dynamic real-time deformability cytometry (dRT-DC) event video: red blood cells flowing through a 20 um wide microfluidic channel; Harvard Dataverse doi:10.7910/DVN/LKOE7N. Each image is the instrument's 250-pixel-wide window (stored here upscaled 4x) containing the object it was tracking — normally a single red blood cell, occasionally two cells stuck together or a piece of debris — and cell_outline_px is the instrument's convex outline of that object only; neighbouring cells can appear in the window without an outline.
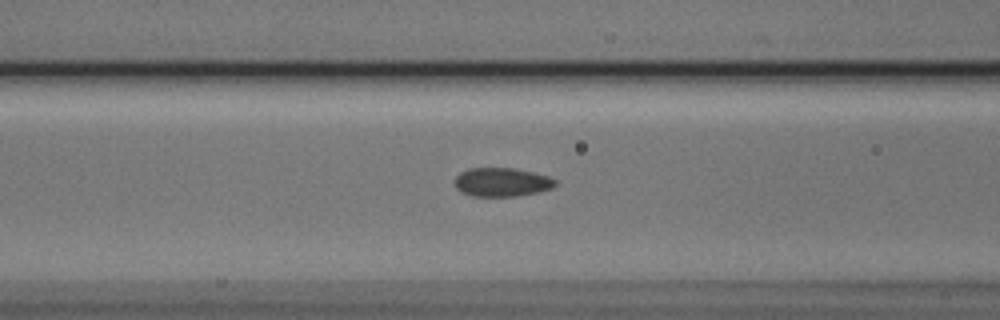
{"species": "Egyptian fruit bat (a non-hibernating species)", "species_latin": "Rousettus aegyptiacus", "temperature_condition": "cold", "stored_images_in_passage": 38, "camera_frame_rate_fps": 3000, "um_per_image_px": 0.085, "animal": {"sex": "male"}, "frame": {"image": 1, "passage_image": 13, "time_ms": 4.0, "image_size_px": [1000, 320], "cell_outline_px": [[556, 184], [552, 188], [536, 192], [516, 196], [472, 196], [460, 192], [456, 188], [452, 180], [460, 172], [468, 168], [516, 168], [548, 176], [556, 180]], "centroid_in_image_um": [42.59, 15.48], "position_along_channel_um": 124.0, "area_um2": 16.99}}
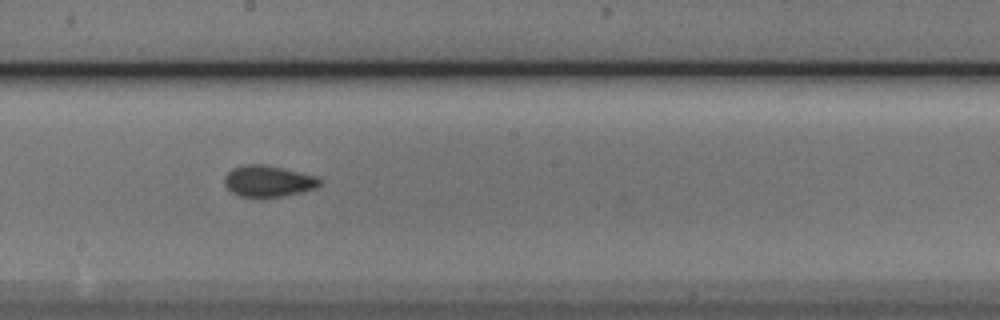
{"frame": {"image": 2, "passage_image": 21, "time_ms": 6.667, "image_size_px": [1000, 320], "cell_outline_px": [[324, 180], [316, 188], [300, 192], [260, 200], [240, 196], [232, 192], [224, 184], [224, 176], [232, 168], [244, 164], [264, 164], [284, 168], [316, 176]], "centroid_in_image_um": [22.78, 15.41], "position_along_channel_um": 225.4, "area_um2": 17.86}}
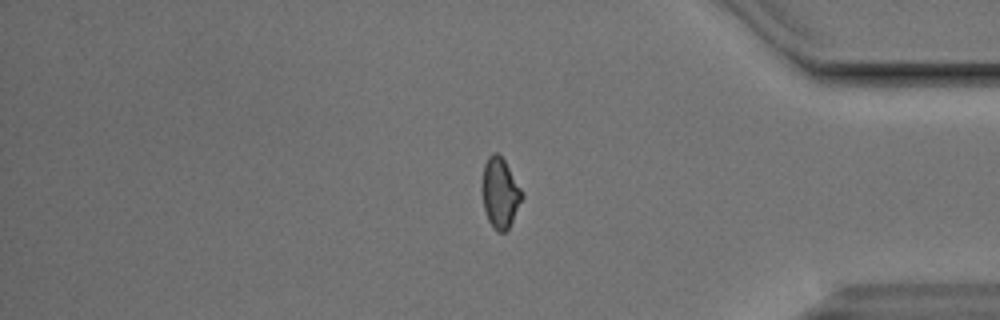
{"frame": {"image": 3, "passage_image": 36, "time_ms": 11.667, "image_size_px": [1000, 320], "cell_outline_px": [[524, 196], [508, 228], [504, 232], [496, 232], [488, 220], [484, 208], [480, 184], [484, 164], [488, 156], [492, 152], [496, 152], [504, 160], [524, 192]], "centroid_in_image_um": [42.49, 16.38], "position_along_channel_um": 392.7, "area_um2": 16.53}, "authors_computed_cell_mechanics": {"area_um2": 17.2533, "velocity_mm_per_s": 3.8064, "shape_relaxation_time_tau1_ms": 5.8866, "shape_relaxation_time_tau2_ms": 2.151, "deformation_change_tau1": 0.0975, "deformation_change_tau2": 0.0453}}